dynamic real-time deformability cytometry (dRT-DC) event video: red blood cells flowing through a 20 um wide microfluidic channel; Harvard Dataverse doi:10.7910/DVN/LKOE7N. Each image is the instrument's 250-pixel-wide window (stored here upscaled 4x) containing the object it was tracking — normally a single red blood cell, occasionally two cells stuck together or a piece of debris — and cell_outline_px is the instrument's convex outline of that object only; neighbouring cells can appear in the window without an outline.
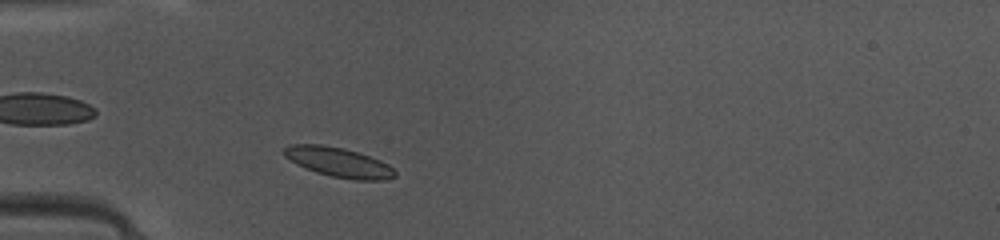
{"species": "common noctule bat (a hibernating species)", "species_latin": "Nyctalus noctula", "temperature_condition": "warm", "stored_images_in_passage": 37, "camera_frame_rate_fps": 3000, "um_per_image_px": 0.085, "animal": {"sex": "female", "body_mass_g": 10.0, "forearm_length_mm": 53.1}, "frame": {"image": 1, "passage_image": 3, "time_ms": 0.667, "image_size_px": [1000, 240], "cell_outline_px": [[396, 176], [384, 180], [356, 180], [332, 176], [316, 172], [296, 164], [284, 156], [284, 148], [288, 144], [320, 144], [344, 148], [380, 160], [388, 164], [396, 172]], "centroid_in_image_um": [28.77, 13.79], "position_along_channel_um": 56.2, "area_um2": 19.02}}
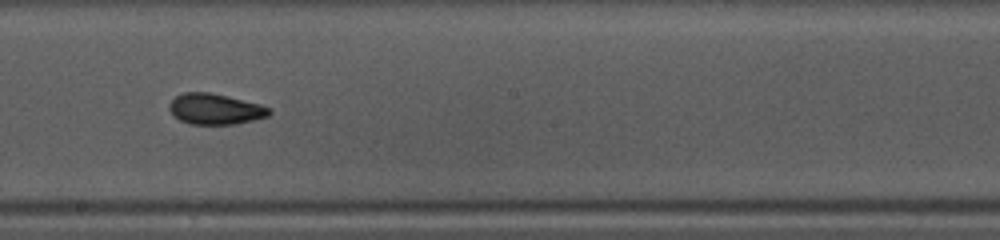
{"frame": {"image": 2, "passage_image": 16, "time_ms": 5.0, "image_size_px": [1000, 240], "cell_outline_px": [[272, 112], [268, 116], [252, 120], [232, 124], [192, 124], [180, 120], [168, 108], [168, 104], [176, 96], [184, 92], [208, 92], [228, 96], [260, 104], [268, 108]], "centroid_in_image_um": [18.28, 9.26], "position_along_channel_um": 229.9, "area_um2": 17.69}}
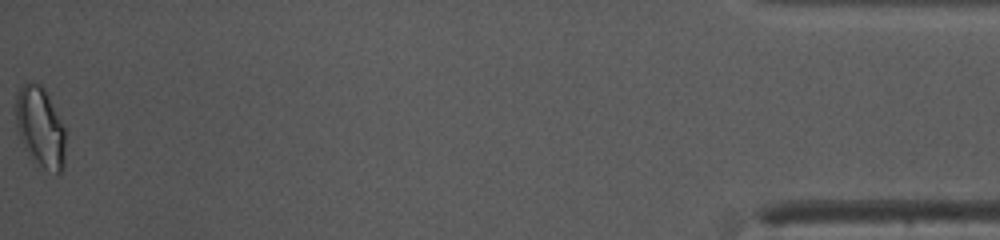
{"frame": {"image": 3, "passage_image": 37, "time_ms": 12.0, "image_size_px": [1000, 240], "cell_outline_px": [[64, 168], [60, 172], [48, 172], [32, 160], [24, 148], [16, 124], [12, 108], [16, 96], [20, 88], [24, 84], [32, 80], [40, 84], [48, 92], [64, 128]], "centroid_in_image_um": [3.38, 10.78], "position_along_channel_um": 431.8, "area_um2": 23.76}, "authors_computed_cell_mechanics": {"area_um2": 18.0336, "velocity_mm_per_s": 4.1544, "shape_relaxation_time_tau1_ms": 3.3362, "shape_relaxation_time_tau2_ms": 1.2676, "deformation_change_tau1": 0.131, "deformation_change_tau2": 0.0729}}